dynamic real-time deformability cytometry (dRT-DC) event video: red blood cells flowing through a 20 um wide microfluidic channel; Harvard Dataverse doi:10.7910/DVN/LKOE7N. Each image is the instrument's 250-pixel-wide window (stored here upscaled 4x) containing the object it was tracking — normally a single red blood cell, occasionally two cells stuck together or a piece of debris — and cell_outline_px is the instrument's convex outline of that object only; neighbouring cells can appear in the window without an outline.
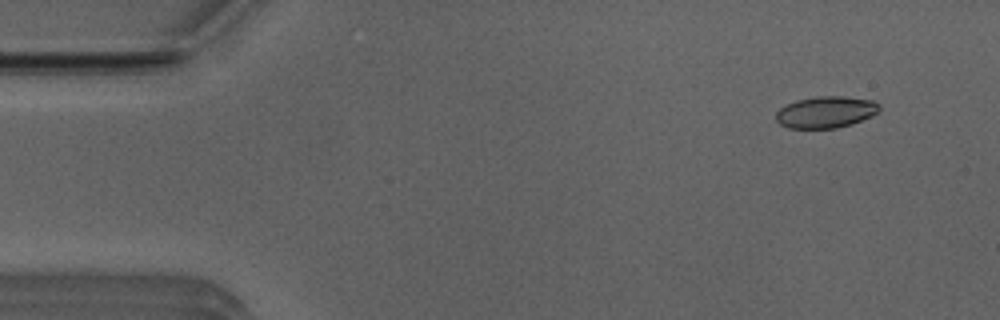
{"species": "Egyptian fruit bat (a non-hibernating species)", "species_latin": "Rousettus aegyptiacus", "temperature_condition": "room temperature", "stored_images_in_passage": 48, "camera_frame_rate_fps": 3000, "um_per_image_px": 0.085, "animal": {"sex": "male"}, "frame": {"image": 1, "passage_image": 1, "time_ms": 0.0, "image_size_px": [1000, 320], "cell_outline_px": [[880, 112], [872, 116], [852, 124], [836, 128], [788, 128], [780, 124], [776, 120], [776, 112], [780, 108], [796, 100], [816, 96], [844, 96], [872, 100], [880, 104]], "centroid_in_image_um": [70.22, 9.52], "position_along_channel_um": 14.8, "area_um2": 19.19}}
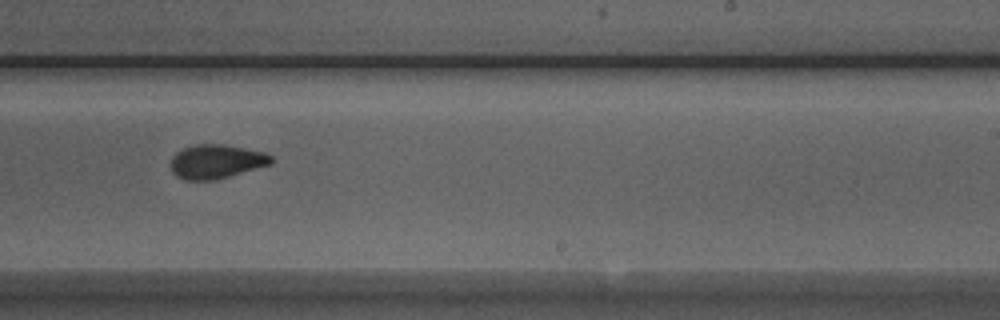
{"frame": {"image": 2, "passage_image": 28, "time_ms": 9.0, "image_size_px": [1000, 320], "cell_outline_px": [[272, 164], [228, 176], [212, 180], [184, 180], [176, 176], [172, 172], [168, 164], [172, 156], [176, 152], [192, 144], [224, 144], [264, 152], [272, 156]], "centroid_in_image_um": [18.32, 13.72], "position_along_channel_um": 270.7, "area_um2": 20.06}}
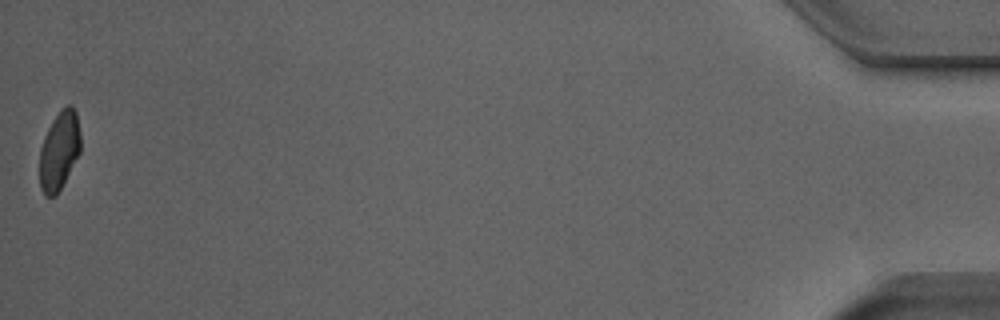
{"frame": {"image": 3, "passage_image": 48, "time_ms": 15.667, "image_size_px": [1000, 320], "cell_outline_px": [[80, 152], [56, 196], [44, 196], [40, 188], [40, 148], [44, 136], [52, 120], [68, 104], [72, 104], [76, 112], [80, 132]], "centroid_in_image_um": [5.03, 12.81], "position_along_channel_um": 430.2, "area_um2": 18.61}, "authors_computed_cell_mechanics": {"area_um2": 19.7676, "velocity_mm_per_s": 3.9691, "shape_relaxation_time_tau1_ms": 6.0347, "shape_relaxation_time_tau2_ms": 1.9055, "deformation_change_tau1": 0.1815, "deformation_change_tau2": 0.0633}}